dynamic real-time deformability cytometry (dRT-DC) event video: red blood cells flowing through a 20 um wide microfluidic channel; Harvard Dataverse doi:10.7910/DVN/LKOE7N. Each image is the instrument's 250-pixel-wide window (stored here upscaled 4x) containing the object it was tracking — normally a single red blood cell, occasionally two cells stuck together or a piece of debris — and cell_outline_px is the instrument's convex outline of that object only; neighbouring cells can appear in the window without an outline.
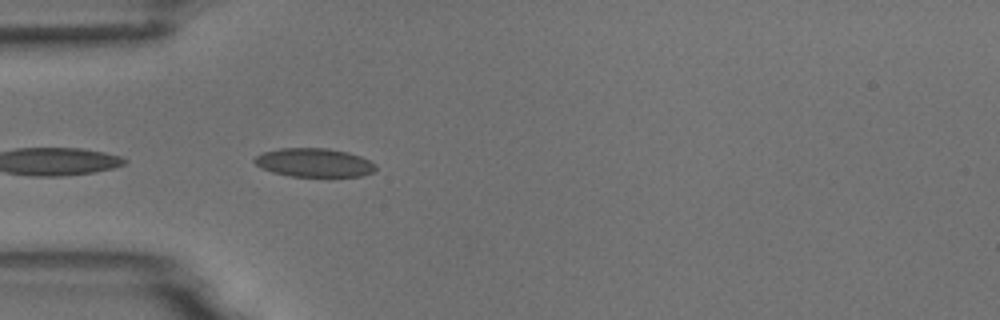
{"species": "common noctule bat (a hibernating species)", "species_latin": "Nyctalus noctula", "temperature_condition": "room temperature", "stored_images_in_passage": 5, "camera_frame_rate_fps": 3000, "um_per_image_px": 0.085, "animal": {"sex": "male", "body_mass_g": 18.8}, "frame": {"image": 1, "passage_image": 5, "time_ms": 1.333, "image_size_px": [1000, 320], "cell_outline_px": [[376, 168], [372, 172], [364, 176], [292, 176], [272, 172], [260, 168], [252, 160], [256, 156], [264, 152], [280, 148], [328, 148], [348, 152], [360, 156], [376, 164]], "centroid_in_image_um": [26.69, 13.82], "position_along_channel_um": 58.3, "area_um2": 20.23}}